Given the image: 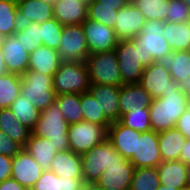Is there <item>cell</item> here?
<instances>
[{
	"mask_svg": "<svg viewBox=\"0 0 190 190\" xmlns=\"http://www.w3.org/2000/svg\"><path fill=\"white\" fill-rule=\"evenodd\" d=\"M69 124L63 117L56 102L40 112L39 119L31 130L32 135L50 139L56 150L66 151L70 149L67 137Z\"/></svg>",
	"mask_w": 190,
	"mask_h": 190,
	"instance_id": "2",
	"label": "cell"
},
{
	"mask_svg": "<svg viewBox=\"0 0 190 190\" xmlns=\"http://www.w3.org/2000/svg\"><path fill=\"white\" fill-rule=\"evenodd\" d=\"M9 71L7 70L5 61H4V55L2 53V50L0 48V77L8 74Z\"/></svg>",
	"mask_w": 190,
	"mask_h": 190,
	"instance_id": "50",
	"label": "cell"
},
{
	"mask_svg": "<svg viewBox=\"0 0 190 190\" xmlns=\"http://www.w3.org/2000/svg\"><path fill=\"white\" fill-rule=\"evenodd\" d=\"M164 36V22L146 20L141 32L133 39L143 52V66L157 62L172 51Z\"/></svg>",
	"mask_w": 190,
	"mask_h": 190,
	"instance_id": "3",
	"label": "cell"
},
{
	"mask_svg": "<svg viewBox=\"0 0 190 190\" xmlns=\"http://www.w3.org/2000/svg\"><path fill=\"white\" fill-rule=\"evenodd\" d=\"M6 1H10V2H13V3H17L19 0H6Z\"/></svg>",
	"mask_w": 190,
	"mask_h": 190,
	"instance_id": "60",
	"label": "cell"
},
{
	"mask_svg": "<svg viewBox=\"0 0 190 190\" xmlns=\"http://www.w3.org/2000/svg\"><path fill=\"white\" fill-rule=\"evenodd\" d=\"M179 160L186 165H190V139H185L181 149Z\"/></svg>",
	"mask_w": 190,
	"mask_h": 190,
	"instance_id": "48",
	"label": "cell"
},
{
	"mask_svg": "<svg viewBox=\"0 0 190 190\" xmlns=\"http://www.w3.org/2000/svg\"><path fill=\"white\" fill-rule=\"evenodd\" d=\"M1 50L9 73L22 76L28 71L30 54L15 34L6 38Z\"/></svg>",
	"mask_w": 190,
	"mask_h": 190,
	"instance_id": "18",
	"label": "cell"
},
{
	"mask_svg": "<svg viewBox=\"0 0 190 190\" xmlns=\"http://www.w3.org/2000/svg\"><path fill=\"white\" fill-rule=\"evenodd\" d=\"M159 187L157 167L134 168L132 190H157Z\"/></svg>",
	"mask_w": 190,
	"mask_h": 190,
	"instance_id": "38",
	"label": "cell"
},
{
	"mask_svg": "<svg viewBox=\"0 0 190 190\" xmlns=\"http://www.w3.org/2000/svg\"><path fill=\"white\" fill-rule=\"evenodd\" d=\"M81 25L86 37L89 54L103 53L117 47L119 39L114 29L91 19H86Z\"/></svg>",
	"mask_w": 190,
	"mask_h": 190,
	"instance_id": "11",
	"label": "cell"
},
{
	"mask_svg": "<svg viewBox=\"0 0 190 190\" xmlns=\"http://www.w3.org/2000/svg\"><path fill=\"white\" fill-rule=\"evenodd\" d=\"M7 36L0 32V48L2 47L3 43L5 42Z\"/></svg>",
	"mask_w": 190,
	"mask_h": 190,
	"instance_id": "53",
	"label": "cell"
},
{
	"mask_svg": "<svg viewBox=\"0 0 190 190\" xmlns=\"http://www.w3.org/2000/svg\"><path fill=\"white\" fill-rule=\"evenodd\" d=\"M134 166L129 159L121 157L104 170L96 184L106 190H128L131 188Z\"/></svg>",
	"mask_w": 190,
	"mask_h": 190,
	"instance_id": "15",
	"label": "cell"
},
{
	"mask_svg": "<svg viewBox=\"0 0 190 190\" xmlns=\"http://www.w3.org/2000/svg\"><path fill=\"white\" fill-rule=\"evenodd\" d=\"M176 128L185 139H190V107H188L176 123Z\"/></svg>",
	"mask_w": 190,
	"mask_h": 190,
	"instance_id": "45",
	"label": "cell"
},
{
	"mask_svg": "<svg viewBox=\"0 0 190 190\" xmlns=\"http://www.w3.org/2000/svg\"><path fill=\"white\" fill-rule=\"evenodd\" d=\"M62 62L56 49L41 45L30 54L28 70L53 76Z\"/></svg>",
	"mask_w": 190,
	"mask_h": 190,
	"instance_id": "24",
	"label": "cell"
},
{
	"mask_svg": "<svg viewBox=\"0 0 190 190\" xmlns=\"http://www.w3.org/2000/svg\"><path fill=\"white\" fill-rule=\"evenodd\" d=\"M146 19L131 2L118 10L115 34L119 40L134 39L142 30Z\"/></svg>",
	"mask_w": 190,
	"mask_h": 190,
	"instance_id": "17",
	"label": "cell"
},
{
	"mask_svg": "<svg viewBox=\"0 0 190 190\" xmlns=\"http://www.w3.org/2000/svg\"><path fill=\"white\" fill-rule=\"evenodd\" d=\"M129 161L134 168L158 167L162 162L159 133L150 130L137 136L136 153H133Z\"/></svg>",
	"mask_w": 190,
	"mask_h": 190,
	"instance_id": "13",
	"label": "cell"
},
{
	"mask_svg": "<svg viewBox=\"0 0 190 190\" xmlns=\"http://www.w3.org/2000/svg\"><path fill=\"white\" fill-rule=\"evenodd\" d=\"M157 190H182V189L167 187L165 185H160V187Z\"/></svg>",
	"mask_w": 190,
	"mask_h": 190,
	"instance_id": "52",
	"label": "cell"
},
{
	"mask_svg": "<svg viewBox=\"0 0 190 190\" xmlns=\"http://www.w3.org/2000/svg\"><path fill=\"white\" fill-rule=\"evenodd\" d=\"M89 83L121 87L123 84L114 50L90 54L85 61Z\"/></svg>",
	"mask_w": 190,
	"mask_h": 190,
	"instance_id": "5",
	"label": "cell"
},
{
	"mask_svg": "<svg viewBox=\"0 0 190 190\" xmlns=\"http://www.w3.org/2000/svg\"><path fill=\"white\" fill-rule=\"evenodd\" d=\"M140 85L151 95L152 99L160 98L162 94L174 92L178 83L170 72L157 62L144 68Z\"/></svg>",
	"mask_w": 190,
	"mask_h": 190,
	"instance_id": "12",
	"label": "cell"
},
{
	"mask_svg": "<svg viewBox=\"0 0 190 190\" xmlns=\"http://www.w3.org/2000/svg\"><path fill=\"white\" fill-rule=\"evenodd\" d=\"M0 130L23 148L32 134L28 127L16 119L10 108L0 109Z\"/></svg>",
	"mask_w": 190,
	"mask_h": 190,
	"instance_id": "27",
	"label": "cell"
},
{
	"mask_svg": "<svg viewBox=\"0 0 190 190\" xmlns=\"http://www.w3.org/2000/svg\"><path fill=\"white\" fill-rule=\"evenodd\" d=\"M78 190H89V183L85 184L84 186H82L80 189Z\"/></svg>",
	"mask_w": 190,
	"mask_h": 190,
	"instance_id": "56",
	"label": "cell"
},
{
	"mask_svg": "<svg viewBox=\"0 0 190 190\" xmlns=\"http://www.w3.org/2000/svg\"><path fill=\"white\" fill-rule=\"evenodd\" d=\"M157 63L170 72L179 89L190 99V50L173 51L161 57Z\"/></svg>",
	"mask_w": 190,
	"mask_h": 190,
	"instance_id": "14",
	"label": "cell"
},
{
	"mask_svg": "<svg viewBox=\"0 0 190 190\" xmlns=\"http://www.w3.org/2000/svg\"><path fill=\"white\" fill-rule=\"evenodd\" d=\"M15 35L29 54L42 45V40L40 38V23L32 22L26 26H19Z\"/></svg>",
	"mask_w": 190,
	"mask_h": 190,
	"instance_id": "40",
	"label": "cell"
},
{
	"mask_svg": "<svg viewBox=\"0 0 190 190\" xmlns=\"http://www.w3.org/2000/svg\"><path fill=\"white\" fill-rule=\"evenodd\" d=\"M22 77L8 73L0 77V109L9 108L20 95Z\"/></svg>",
	"mask_w": 190,
	"mask_h": 190,
	"instance_id": "34",
	"label": "cell"
},
{
	"mask_svg": "<svg viewBox=\"0 0 190 190\" xmlns=\"http://www.w3.org/2000/svg\"><path fill=\"white\" fill-rule=\"evenodd\" d=\"M63 29L64 26L55 18L40 23L42 45L57 50L60 45Z\"/></svg>",
	"mask_w": 190,
	"mask_h": 190,
	"instance_id": "42",
	"label": "cell"
},
{
	"mask_svg": "<svg viewBox=\"0 0 190 190\" xmlns=\"http://www.w3.org/2000/svg\"><path fill=\"white\" fill-rule=\"evenodd\" d=\"M123 84L140 83L144 71L143 52L133 39L119 40L114 49Z\"/></svg>",
	"mask_w": 190,
	"mask_h": 190,
	"instance_id": "8",
	"label": "cell"
},
{
	"mask_svg": "<svg viewBox=\"0 0 190 190\" xmlns=\"http://www.w3.org/2000/svg\"><path fill=\"white\" fill-rule=\"evenodd\" d=\"M89 190H106V189L101 188L96 183H89Z\"/></svg>",
	"mask_w": 190,
	"mask_h": 190,
	"instance_id": "51",
	"label": "cell"
},
{
	"mask_svg": "<svg viewBox=\"0 0 190 190\" xmlns=\"http://www.w3.org/2000/svg\"><path fill=\"white\" fill-rule=\"evenodd\" d=\"M17 8L19 26L43 23L53 18V5L40 0H19Z\"/></svg>",
	"mask_w": 190,
	"mask_h": 190,
	"instance_id": "22",
	"label": "cell"
},
{
	"mask_svg": "<svg viewBox=\"0 0 190 190\" xmlns=\"http://www.w3.org/2000/svg\"><path fill=\"white\" fill-rule=\"evenodd\" d=\"M0 190H27L20 185L15 179L8 178L0 183Z\"/></svg>",
	"mask_w": 190,
	"mask_h": 190,
	"instance_id": "47",
	"label": "cell"
},
{
	"mask_svg": "<svg viewBox=\"0 0 190 190\" xmlns=\"http://www.w3.org/2000/svg\"><path fill=\"white\" fill-rule=\"evenodd\" d=\"M187 167L180 160L161 162L157 167L160 185L179 189L187 186Z\"/></svg>",
	"mask_w": 190,
	"mask_h": 190,
	"instance_id": "26",
	"label": "cell"
},
{
	"mask_svg": "<svg viewBox=\"0 0 190 190\" xmlns=\"http://www.w3.org/2000/svg\"><path fill=\"white\" fill-rule=\"evenodd\" d=\"M84 185L83 178L58 177L51 170H45L31 190H78Z\"/></svg>",
	"mask_w": 190,
	"mask_h": 190,
	"instance_id": "30",
	"label": "cell"
},
{
	"mask_svg": "<svg viewBox=\"0 0 190 190\" xmlns=\"http://www.w3.org/2000/svg\"><path fill=\"white\" fill-rule=\"evenodd\" d=\"M80 104L84 121L104 125L108 129L111 123L105 118L97 99L89 91L80 94Z\"/></svg>",
	"mask_w": 190,
	"mask_h": 190,
	"instance_id": "35",
	"label": "cell"
},
{
	"mask_svg": "<svg viewBox=\"0 0 190 190\" xmlns=\"http://www.w3.org/2000/svg\"><path fill=\"white\" fill-rule=\"evenodd\" d=\"M23 147L0 130V154L14 157Z\"/></svg>",
	"mask_w": 190,
	"mask_h": 190,
	"instance_id": "44",
	"label": "cell"
},
{
	"mask_svg": "<svg viewBox=\"0 0 190 190\" xmlns=\"http://www.w3.org/2000/svg\"><path fill=\"white\" fill-rule=\"evenodd\" d=\"M187 186L190 187V165L187 167Z\"/></svg>",
	"mask_w": 190,
	"mask_h": 190,
	"instance_id": "54",
	"label": "cell"
},
{
	"mask_svg": "<svg viewBox=\"0 0 190 190\" xmlns=\"http://www.w3.org/2000/svg\"><path fill=\"white\" fill-rule=\"evenodd\" d=\"M144 15L146 20H161L166 22L169 0H131Z\"/></svg>",
	"mask_w": 190,
	"mask_h": 190,
	"instance_id": "36",
	"label": "cell"
},
{
	"mask_svg": "<svg viewBox=\"0 0 190 190\" xmlns=\"http://www.w3.org/2000/svg\"><path fill=\"white\" fill-rule=\"evenodd\" d=\"M184 143L185 138L176 127L159 132V151L162 162L179 160Z\"/></svg>",
	"mask_w": 190,
	"mask_h": 190,
	"instance_id": "29",
	"label": "cell"
},
{
	"mask_svg": "<svg viewBox=\"0 0 190 190\" xmlns=\"http://www.w3.org/2000/svg\"><path fill=\"white\" fill-rule=\"evenodd\" d=\"M118 10L115 7L101 6L100 2L92 0L88 4L87 19L104 24L114 29Z\"/></svg>",
	"mask_w": 190,
	"mask_h": 190,
	"instance_id": "39",
	"label": "cell"
},
{
	"mask_svg": "<svg viewBox=\"0 0 190 190\" xmlns=\"http://www.w3.org/2000/svg\"><path fill=\"white\" fill-rule=\"evenodd\" d=\"M119 122L141 133L152 130L149 119V108L126 112L121 115Z\"/></svg>",
	"mask_w": 190,
	"mask_h": 190,
	"instance_id": "41",
	"label": "cell"
},
{
	"mask_svg": "<svg viewBox=\"0 0 190 190\" xmlns=\"http://www.w3.org/2000/svg\"><path fill=\"white\" fill-rule=\"evenodd\" d=\"M151 95L140 85L125 84L120 87L119 111L120 117L126 112L149 108L151 105Z\"/></svg>",
	"mask_w": 190,
	"mask_h": 190,
	"instance_id": "23",
	"label": "cell"
},
{
	"mask_svg": "<svg viewBox=\"0 0 190 190\" xmlns=\"http://www.w3.org/2000/svg\"><path fill=\"white\" fill-rule=\"evenodd\" d=\"M183 2H185L188 5V7L190 8V0H183Z\"/></svg>",
	"mask_w": 190,
	"mask_h": 190,
	"instance_id": "58",
	"label": "cell"
},
{
	"mask_svg": "<svg viewBox=\"0 0 190 190\" xmlns=\"http://www.w3.org/2000/svg\"><path fill=\"white\" fill-rule=\"evenodd\" d=\"M88 91L97 99L100 109L110 123L119 121V86L91 84Z\"/></svg>",
	"mask_w": 190,
	"mask_h": 190,
	"instance_id": "19",
	"label": "cell"
},
{
	"mask_svg": "<svg viewBox=\"0 0 190 190\" xmlns=\"http://www.w3.org/2000/svg\"><path fill=\"white\" fill-rule=\"evenodd\" d=\"M140 134L141 132L117 121L108 127L107 139L122 157L130 159L133 153H136L137 136Z\"/></svg>",
	"mask_w": 190,
	"mask_h": 190,
	"instance_id": "20",
	"label": "cell"
},
{
	"mask_svg": "<svg viewBox=\"0 0 190 190\" xmlns=\"http://www.w3.org/2000/svg\"><path fill=\"white\" fill-rule=\"evenodd\" d=\"M51 171L58 177L82 178V157L70 149L57 152L51 161Z\"/></svg>",
	"mask_w": 190,
	"mask_h": 190,
	"instance_id": "25",
	"label": "cell"
},
{
	"mask_svg": "<svg viewBox=\"0 0 190 190\" xmlns=\"http://www.w3.org/2000/svg\"><path fill=\"white\" fill-rule=\"evenodd\" d=\"M24 148L44 171L51 170V161L58 151L50 139L40 138L31 134Z\"/></svg>",
	"mask_w": 190,
	"mask_h": 190,
	"instance_id": "28",
	"label": "cell"
},
{
	"mask_svg": "<svg viewBox=\"0 0 190 190\" xmlns=\"http://www.w3.org/2000/svg\"><path fill=\"white\" fill-rule=\"evenodd\" d=\"M190 107V99L179 89L162 94L160 98L152 99L149 106V119L152 130L162 132L176 127L185 110Z\"/></svg>",
	"mask_w": 190,
	"mask_h": 190,
	"instance_id": "1",
	"label": "cell"
},
{
	"mask_svg": "<svg viewBox=\"0 0 190 190\" xmlns=\"http://www.w3.org/2000/svg\"><path fill=\"white\" fill-rule=\"evenodd\" d=\"M18 28L17 3L0 0V32L8 37L15 34Z\"/></svg>",
	"mask_w": 190,
	"mask_h": 190,
	"instance_id": "37",
	"label": "cell"
},
{
	"mask_svg": "<svg viewBox=\"0 0 190 190\" xmlns=\"http://www.w3.org/2000/svg\"><path fill=\"white\" fill-rule=\"evenodd\" d=\"M90 88L85 62L63 61L53 75V89L57 95L82 94Z\"/></svg>",
	"mask_w": 190,
	"mask_h": 190,
	"instance_id": "4",
	"label": "cell"
},
{
	"mask_svg": "<svg viewBox=\"0 0 190 190\" xmlns=\"http://www.w3.org/2000/svg\"><path fill=\"white\" fill-rule=\"evenodd\" d=\"M43 171L38 162L33 159L25 148H22L12 157L11 178L15 179L27 190H31L34 187Z\"/></svg>",
	"mask_w": 190,
	"mask_h": 190,
	"instance_id": "16",
	"label": "cell"
},
{
	"mask_svg": "<svg viewBox=\"0 0 190 190\" xmlns=\"http://www.w3.org/2000/svg\"><path fill=\"white\" fill-rule=\"evenodd\" d=\"M172 51L190 50V24L164 22V36Z\"/></svg>",
	"mask_w": 190,
	"mask_h": 190,
	"instance_id": "31",
	"label": "cell"
},
{
	"mask_svg": "<svg viewBox=\"0 0 190 190\" xmlns=\"http://www.w3.org/2000/svg\"><path fill=\"white\" fill-rule=\"evenodd\" d=\"M12 174V157L0 154V183Z\"/></svg>",
	"mask_w": 190,
	"mask_h": 190,
	"instance_id": "46",
	"label": "cell"
},
{
	"mask_svg": "<svg viewBox=\"0 0 190 190\" xmlns=\"http://www.w3.org/2000/svg\"><path fill=\"white\" fill-rule=\"evenodd\" d=\"M182 190H190V187L189 186H185L182 188Z\"/></svg>",
	"mask_w": 190,
	"mask_h": 190,
	"instance_id": "59",
	"label": "cell"
},
{
	"mask_svg": "<svg viewBox=\"0 0 190 190\" xmlns=\"http://www.w3.org/2000/svg\"><path fill=\"white\" fill-rule=\"evenodd\" d=\"M188 23L190 24V10H189V16H188Z\"/></svg>",
	"mask_w": 190,
	"mask_h": 190,
	"instance_id": "61",
	"label": "cell"
},
{
	"mask_svg": "<svg viewBox=\"0 0 190 190\" xmlns=\"http://www.w3.org/2000/svg\"><path fill=\"white\" fill-rule=\"evenodd\" d=\"M40 1L53 5L57 0H40Z\"/></svg>",
	"mask_w": 190,
	"mask_h": 190,
	"instance_id": "55",
	"label": "cell"
},
{
	"mask_svg": "<svg viewBox=\"0 0 190 190\" xmlns=\"http://www.w3.org/2000/svg\"><path fill=\"white\" fill-rule=\"evenodd\" d=\"M108 129L104 125L81 121L68 127L70 150L82 155L107 139Z\"/></svg>",
	"mask_w": 190,
	"mask_h": 190,
	"instance_id": "9",
	"label": "cell"
},
{
	"mask_svg": "<svg viewBox=\"0 0 190 190\" xmlns=\"http://www.w3.org/2000/svg\"><path fill=\"white\" fill-rule=\"evenodd\" d=\"M101 6L115 7L117 10L127 5L131 0H96Z\"/></svg>",
	"mask_w": 190,
	"mask_h": 190,
	"instance_id": "49",
	"label": "cell"
},
{
	"mask_svg": "<svg viewBox=\"0 0 190 190\" xmlns=\"http://www.w3.org/2000/svg\"><path fill=\"white\" fill-rule=\"evenodd\" d=\"M77 2L78 1H81V2H83V3H85L87 6H88V4L92 1V0H76Z\"/></svg>",
	"mask_w": 190,
	"mask_h": 190,
	"instance_id": "57",
	"label": "cell"
},
{
	"mask_svg": "<svg viewBox=\"0 0 190 190\" xmlns=\"http://www.w3.org/2000/svg\"><path fill=\"white\" fill-rule=\"evenodd\" d=\"M57 52L63 61L87 60L90 54L82 25L64 26Z\"/></svg>",
	"mask_w": 190,
	"mask_h": 190,
	"instance_id": "10",
	"label": "cell"
},
{
	"mask_svg": "<svg viewBox=\"0 0 190 190\" xmlns=\"http://www.w3.org/2000/svg\"><path fill=\"white\" fill-rule=\"evenodd\" d=\"M82 157V178L85 184L96 183L102 172L112 163H118L122 157L106 139L101 144L91 148L81 155Z\"/></svg>",
	"mask_w": 190,
	"mask_h": 190,
	"instance_id": "6",
	"label": "cell"
},
{
	"mask_svg": "<svg viewBox=\"0 0 190 190\" xmlns=\"http://www.w3.org/2000/svg\"><path fill=\"white\" fill-rule=\"evenodd\" d=\"M190 8L183 0H169L166 22L187 23Z\"/></svg>",
	"mask_w": 190,
	"mask_h": 190,
	"instance_id": "43",
	"label": "cell"
},
{
	"mask_svg": "<svg viewBox=\"0 0 190 190\" xmlns=\"http://www.w3.org/2000/svg\"><path fill=\"white\" fill-rule=\"evenodd\" d=\"M9 108L15 115L16 119L30 130H32L36 125L41 112L22 94H20L17 99L11 103Z\"/></svg>",
	"mask_w": 190,
	"mask_h": 190,
	"instance_id": "33",
	"label": "cell"
},
{
	"mask_svg": "<svg viewBox=\"0 0 190 190\" xmlns=\"http://www.w3.org/2000/svg\"><path fill=\"white\" fill-rule=\"evenodd\" d=\"M55 102L69 125L84 121L80 94L67 93L57 95Z\"/></svg>",
	"mask_w": 190,
	"mask_h": 190,
	"instance_id": "32",
	"label": "cell"
},
{
	"mask_svg": "<svg viewBox=\"0 0 190 190\" xmlns=\"http://www.w3.org/2000/svg\"><path fill=\"white\" fill-rule=\"evenodd\" d=\"M21 77L20 94L34 107L42 111L55 102L57 94L53 89V76L28 70Z\"/></svg>",
	"mask_w": 190,
	"mask_h": 190,
	"instance_id": "7",
	"label": "cell"
},
{
	"mask_svg": "<svg viewBox=\"0 0 190 190\" xmlns=\"http://www.w3.org/2000/svg\"><path fill=\"white\" fill-rule=\"evenodd\" d=\"M88 6L76 0H57L53 4V18L61 25H81L87 19Z\"/></svg>",
	"mask_w": 190,
	"mask_h": 190,
	"instance_id": "21",
	"label": "cell"
}]
</instances>
